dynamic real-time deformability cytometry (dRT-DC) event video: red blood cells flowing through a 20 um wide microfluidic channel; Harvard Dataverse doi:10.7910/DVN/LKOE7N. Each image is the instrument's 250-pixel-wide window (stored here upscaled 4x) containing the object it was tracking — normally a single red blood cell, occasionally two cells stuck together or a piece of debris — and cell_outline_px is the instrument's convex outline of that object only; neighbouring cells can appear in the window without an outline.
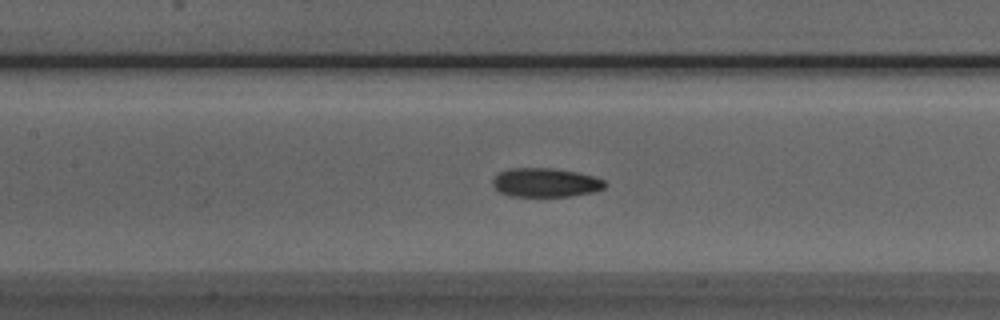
{"species": "Egyptian fruit bat (a non-hibernating species)", "species_latin": "Rousettus aegyptiacus", "temperature_condition": "room temperature", "stored_images_in_passage": 51, "camera_frame_rate_fps": 3000, "um_per_image_px": 0.085, "animal": {"sex": "male"}, "frame": {"image": 1, "passage_image": 22, "time_ms": 7.0, "image_size_px": [1000, 320], "cell_outline_px": [[608, 184], [604, 188], [596, 192], [568, 196], [508, 196], [500, 192], [492, 184], [492, 180], [500, 172], [508, 168], [552, 168], [576, 172], [592, 176], [604, 180]], "centroid_in_image_um": [46.38, 15.52], "position_along_channel_um": 161.0, "area_um2": 18.96}}
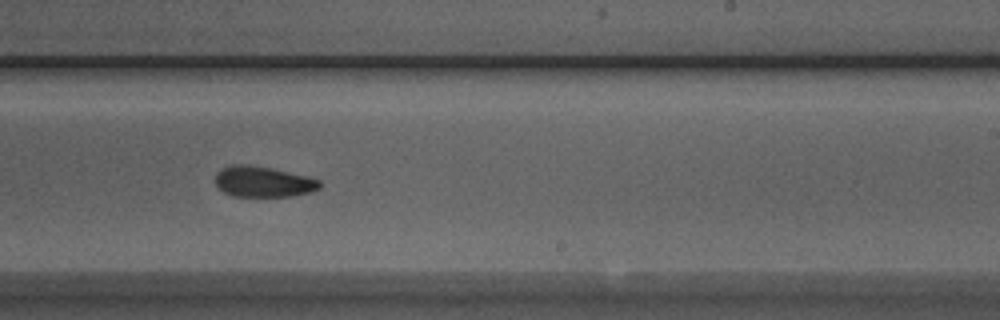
{"frame": {"image": 2, "passage_image": 30, "time_ms": 9.667, "image_size_px": [1000, 320], "cell_outline_px": [[320, 188], [312, 192], [292, 196], [232, 196], [224, 192], [216, 184], [216, 172], [220, 168], [232, 164], [248, 164], [272, 168], [308, 176], [320, 180]], "centroid_in_image_um": [22.37, 15.43], "position_along_channel_um": 266.6, "area_um2": 18.84}}
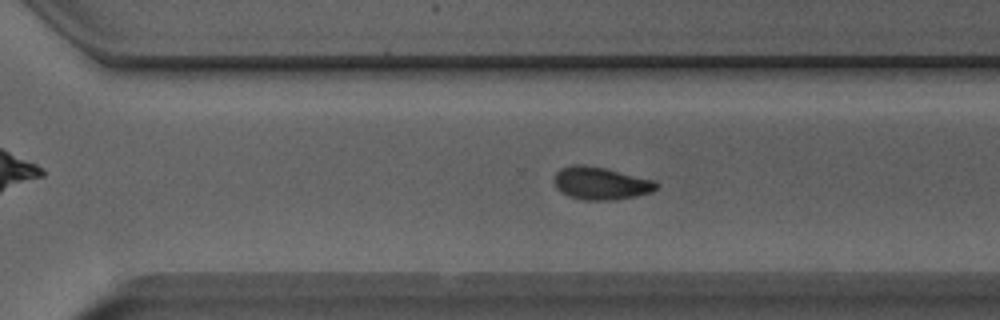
{"frame": {"image": 3, "passage_image": 34, "time_ms": 11.0, "image_size_px": [1000, 320], "cell_outline_px": [[660, 184], [652, 192], [636, 196], [612, 200], [584, 200], [568, 196], [560, 192], [556, 188], [556, 172], [560, 168], [572, 164], [580, 164], [604, 168], [652, 180]], "centroid_in_image_um": [51.04, 15.59], "position_along_channel_um": 319.6, "area_um2": 19.25}, "authors_computed_cell_mechanics": {"area_um2": 19.1318, "velocity_mm_per_s": 3.9704, "shape_relaxation_time_tau1_ms": null, "shape_relaxation_time_tau2_ms": 2.9193, "deformation_change_tau1": null, "deformation_change_tau2": 0.0712}}